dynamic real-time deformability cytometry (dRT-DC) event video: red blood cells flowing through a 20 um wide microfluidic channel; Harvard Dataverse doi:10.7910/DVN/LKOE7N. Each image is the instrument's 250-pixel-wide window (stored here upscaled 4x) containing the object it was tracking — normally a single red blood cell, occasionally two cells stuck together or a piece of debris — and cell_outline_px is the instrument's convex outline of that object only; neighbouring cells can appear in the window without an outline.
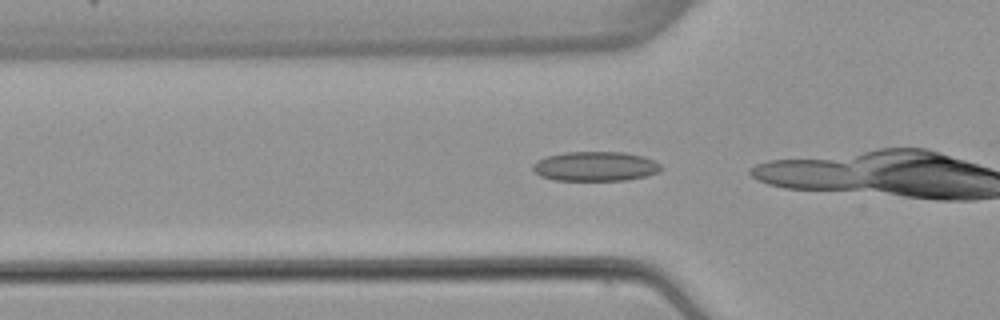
{"species": "common noctule bat (a hibernating species)", "species_latin": "Nyctalus noctula", "temperature_condition": "warm", "stored_images_in_passage": 12, "camera_frame_rate_fps": 3000, "um_per_image_px": 0.085, "animal": {"sex": "female", "body_mass_g": 22.7, "forearm_length_mm": 54.2}, "frame": {"image": 1, "passage_image": 10, "time_ms": 3.0, "image_size_px": [1000, 320], "cell_outline_px": [[664, 168], [656, 172], [644, 176], [624, 180], [556, 180], [540, 176], [532, 168], [532, 164], [536, 160], [544, 156], [564, 152], [624, 152], [644, 156], [660, 164]], "centroid_in_image_um": [50.56, 14.12], "position_along_channel_um": 75.2, "area_um2": 22.08}}